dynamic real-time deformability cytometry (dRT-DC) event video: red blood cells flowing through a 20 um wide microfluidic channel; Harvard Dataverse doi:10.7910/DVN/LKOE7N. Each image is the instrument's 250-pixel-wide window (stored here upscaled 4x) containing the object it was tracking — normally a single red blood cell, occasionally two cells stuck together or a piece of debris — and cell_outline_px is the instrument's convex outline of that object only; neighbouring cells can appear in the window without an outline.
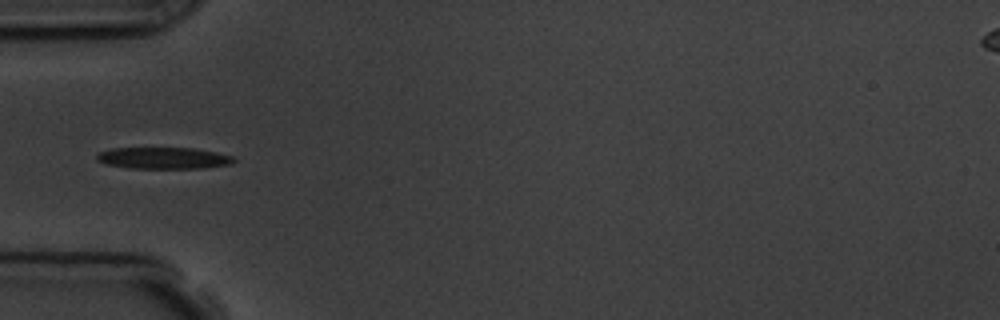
{"species": "common noctule bat (a hibernating species)", "species_latin": "Nyctalus noctula", "temperature_condition": "room temperature", "stored_images_in_passage": 5, "camera_frame_rate_fps": 3000, "um_per_image_px": 0.085, "animal": {"sex": "male", "body_mass_g": 19.5, "forearm_length_mm": 54.6}, "frame": {"image": 1, "passage_image": 5, "time_ms": 5.333, "image_size_px": [1000, 320], "cell_outline_px": [[236, 160], [232, 164], [204, 168], [128, 168], [104, 164], [96, 160], [96, 156], [100, 152], [112, 148], [192, 148], [216, 152], [232, 156]], "centroid_in_image_um": [13.89, 13.44], "position_along_channel_um": 71.1, "area_um2": 17.28}}